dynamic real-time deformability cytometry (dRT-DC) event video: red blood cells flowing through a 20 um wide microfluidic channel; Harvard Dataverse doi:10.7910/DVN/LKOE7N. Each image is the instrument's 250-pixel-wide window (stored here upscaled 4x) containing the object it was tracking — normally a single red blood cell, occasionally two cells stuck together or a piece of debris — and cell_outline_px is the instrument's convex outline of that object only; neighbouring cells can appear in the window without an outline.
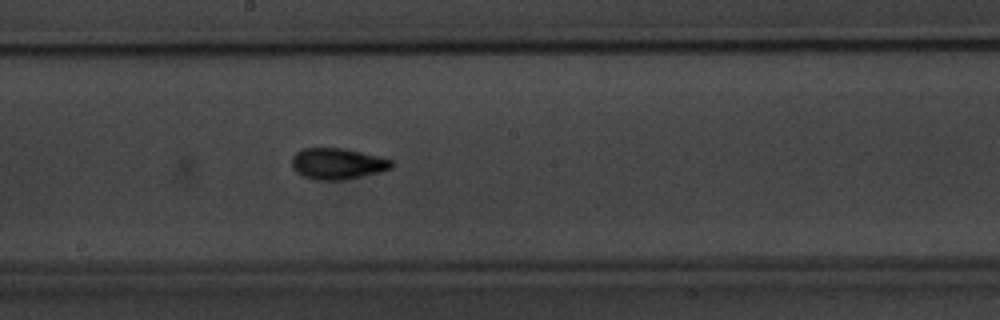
{"species": "common noctule bat (a hibernating species)", "species_latin": "Nyctalus noctula", "temperature_condition": "warm", "stored_images_in_passage": 48, "camera_frame_rate_fps": 3000, "um_per_image_px": 0.085, "animal": {"sex": "male", "body_mass_g": 20.1, "forearm_length_mm": 53.5}, "frame": {"image": 1, "passage_image": 30, "time_ms": 9.667, "image_size_px": [1000, 320], "cell_outline_px": [[396, 164], [392, 168], [380, 172], [344, 180], [316, 180], [304, 176], [296, 172], [292, 168], [292, 156], [296, 152], [304, 148], [340, 148], [360, 152], [392, 160]], "centroid_in_image_um": [28.68, 13.92], "position_along_channel_um": 219.5, "area_um2": 18.09}}
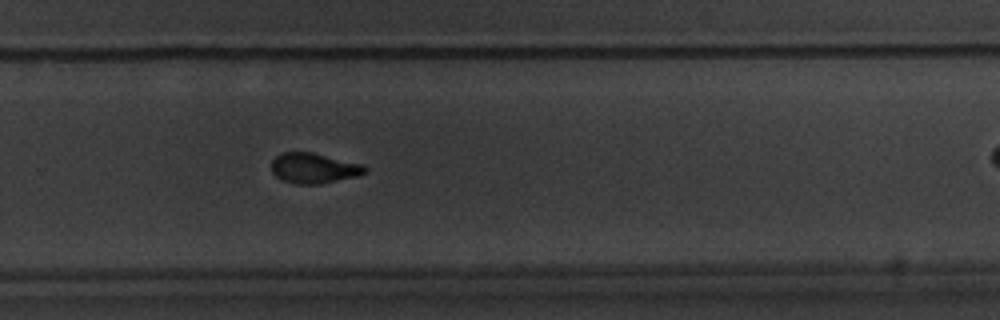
{"frame": {"image": 2, "passage_image": 37, "time_ms": 12.0, "image_size_px": [1000, 320], "cell_outline_px": [[368, 172], [356, 176], [320, 184], [296, 184], [284, 180], [276, 176], [272, 172], [272, 160], [280, 152], [312, 152], [364, 164], [368, 168]], "centroid_in_image_um": [26.7, 14.28], "position_along_channel_um": 303.1, "area_um2": 16.59}}
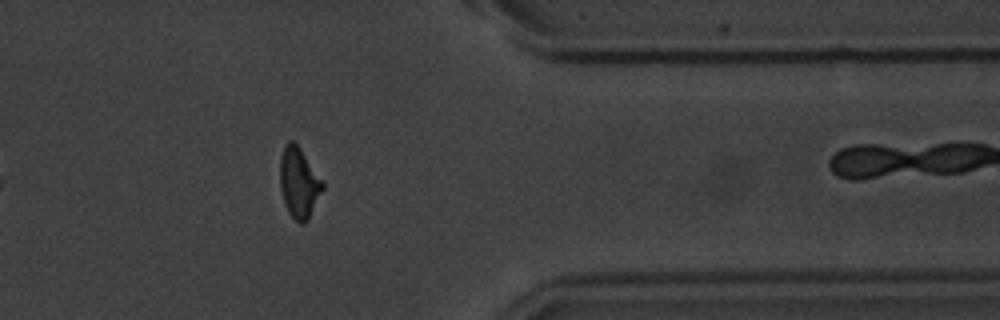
{"frame": {"image": 3, "passage_image": 45, "time_ms": 14.667, "image_size_px": [1000, 320], "cell_outline_px": [[324, 188], [308, 220], [304, 224], [300, 224], [288, 212], [284, 204], [280, 188], [280, 156], [284, 144], [288, 140], [292, 140], [300, 148], [324, 184]], "centroid_in_image_um": [25.39, 15.54], "position_along_channel_um": 386.0, "area_um2": 17.46}, "authors_computed_cell_mechanics": {"area_um2": 16.9643, "velocity_mm_per_s": 3.6152, "shape_relaxation_time_tau1_ms": 3.5596, "shape_relaxation_time_tau2_ms": 1.6949, "deformation_change_tau1": 0.1836, "deformation_change_tau2": 0.0701}}